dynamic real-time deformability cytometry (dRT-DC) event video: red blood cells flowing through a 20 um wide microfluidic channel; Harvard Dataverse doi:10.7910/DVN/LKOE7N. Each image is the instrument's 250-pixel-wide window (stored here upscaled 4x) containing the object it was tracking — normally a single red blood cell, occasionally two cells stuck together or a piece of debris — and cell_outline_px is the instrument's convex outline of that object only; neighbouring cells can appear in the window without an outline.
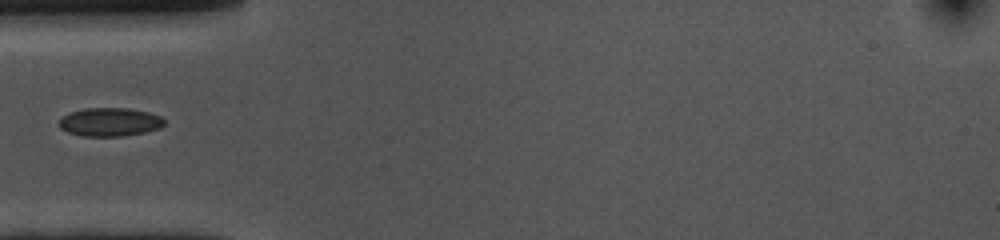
{"species": "common noctule bat (a hibernating species)", "species_latin": "Nyctalus noctula", "temperature_condition": "cold", "stored_images_in_passage": 40, "camera_frame_rate_fps": 3000, "um_per_image_px": 0.085, "animal": {"sex": "female", "body_mass_g": 10.0, "forearm_length_mm": 53.1}, "frame": {"image": 1, "passage_image": 1, "time_ms": 0.0, "image_size_px": [1000, 240], "cell_outline_px": [[164, 124], [160, 128], [144, 132], [124, 136], [80, 136], [68, 132], [60, 128], [60, 120], [64, 116], [72, 112], [84, 108], [128, 108], [148, 112], [160, 116], [164, 120]], "centroid_in_image_um": [9.35, 10.37], "position_along_channel_um": 75.7, "area_um2": 17.34}}
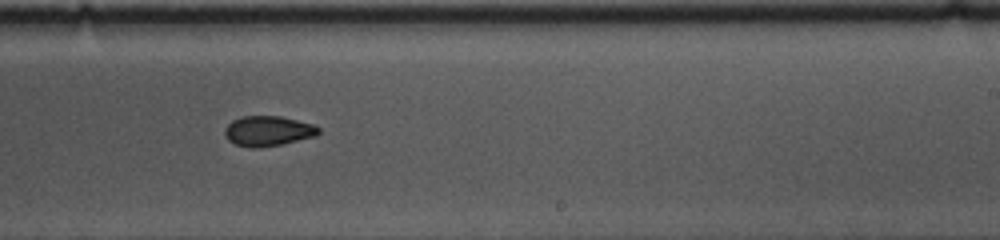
{"frame": {"image": 2, "passage_image": 17, "time_ms": 5.333, "image_size_px": [1000, 240], "cell_outline_px": [[320, 132], [316, 136], [280, 144], [256, 148], [248, 148], [236, 144], [228, 140], [224, 136], [224, 128], [232, 120], [240, 116], [280, 116], [312, 124], [320, 128]], "centroid_in_image_um": [22.74, 11.13], "position_along_channel_um": 266.3, "area_um2": 16.47}}
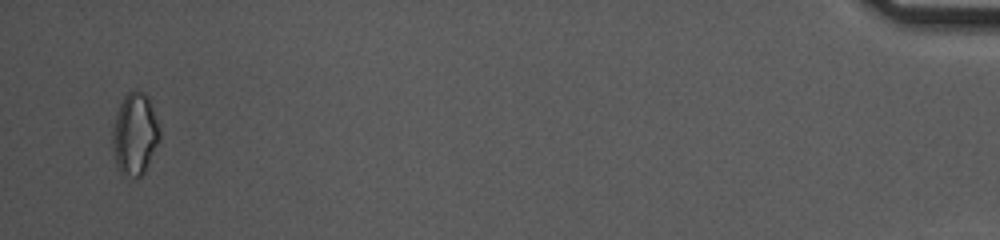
{"frame": {"image": 3, "passage_image": 38, "time_ms": 12.333, "image_size_px": [1000, 240], "cell_outline_px": [[160, 140], [144, 172], [140, 176], [120, 176], [116, 164], [112, 148], [112, 128], [120, 104], [124, 96], [128, 92], [136, 88], [144, 92], [148, 96], [160, 128]], "centroid_in_image_um": [11.45, 11.39], "position_along_channel_um": 423.7, "area_um2": 22.77}}